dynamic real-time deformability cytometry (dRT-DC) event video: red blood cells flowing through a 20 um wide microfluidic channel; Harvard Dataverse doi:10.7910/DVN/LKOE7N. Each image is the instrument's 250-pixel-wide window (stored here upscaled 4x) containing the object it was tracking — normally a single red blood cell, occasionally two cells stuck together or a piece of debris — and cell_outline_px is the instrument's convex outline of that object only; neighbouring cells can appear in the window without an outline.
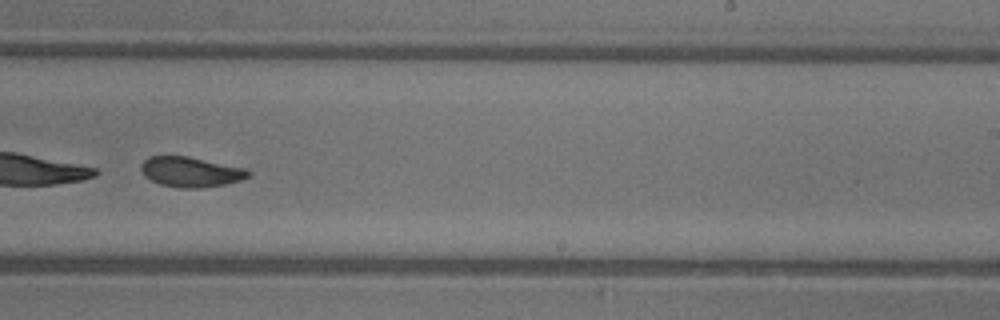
{"species": "common noctule bat (a hibernating species)", "species_latin": "Nyctalus noctula", "temperature_condition": "warm", "stored_images_in_passage": 45, "segment_of_instrument_passage": [2, 2], "camera_frame_rate_fps": 3000, "um_per_image_px": 0.085, "animal": {"sex": "female"}, "frame": {"image": 1, "passage_image": 29, "time_ms": 9.333, "image_size_px": [1000, 320], "cell_outline_px": [[252, 172], [248, 176], [240, 180], [224, 184], [200, 188], [180, 188], [160, 184], [144, 176], [140, 168], [140, 164], [148, 156], [188, 156], [248, 168]], "centroid_in_image_um": [16.21, 14.6], "position_along_channel_um": 272.8, "area_um2": 18.96}}
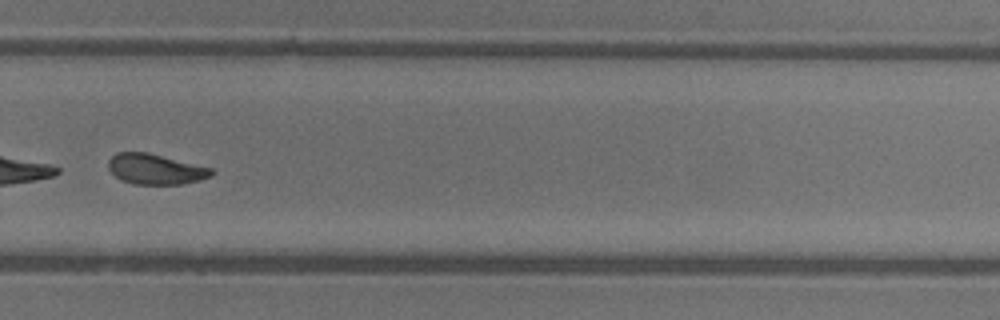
{"frame": {"image": 2, "passage_image": 32, "time_ms": 10.333, "image_size_px": [1000, 320], "cell_outline_px": [[216, 172], [212, 176], [200, 180], [184, 184], [132, 184], [120, 180], [108, 168], [108, 160], [116, 152], [148, 152], [212, 168]], "centroid_in_image_um": [13.23, 14.38], "position_along_channel_um": 316.6, "area_um2": 18.44}}